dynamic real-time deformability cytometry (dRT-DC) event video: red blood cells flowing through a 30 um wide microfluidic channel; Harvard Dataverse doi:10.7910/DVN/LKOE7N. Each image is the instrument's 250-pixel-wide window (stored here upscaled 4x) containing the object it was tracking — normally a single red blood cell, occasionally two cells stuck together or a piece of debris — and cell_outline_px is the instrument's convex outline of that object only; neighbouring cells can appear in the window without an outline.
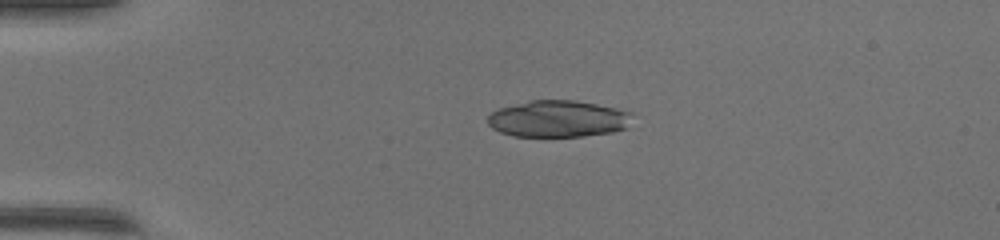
{"species": "common noctule bat (a hibernating species)", "species_latin": "Nyctalus noctula", "temperature_condition": "warm", "stored_images_in_passage": 38, "camera_frame_rate_fps": 3000, "um_per_image_px": 0.085, "animal": {"sex": "female", "body_mass_g": 17.0, "forearm_length_mm": 48.0}, "frame": {"image": 1, "passage_image": 1, "time_ms": 0.0, "image_size_px": [1000, 240], "cell_outline_px": [[636, 112], [628, 128], [612, 132], [584, 136], [516, 136], [500, 132], [492, 128], [488, 124], [488, 116], [492, 112], [500, 108], [532, 100], [576, 100]], "centroid_in_image_um": [47.52, 10.1], "position_along_channel_um": 37.5, "area_um2": 31.1}}